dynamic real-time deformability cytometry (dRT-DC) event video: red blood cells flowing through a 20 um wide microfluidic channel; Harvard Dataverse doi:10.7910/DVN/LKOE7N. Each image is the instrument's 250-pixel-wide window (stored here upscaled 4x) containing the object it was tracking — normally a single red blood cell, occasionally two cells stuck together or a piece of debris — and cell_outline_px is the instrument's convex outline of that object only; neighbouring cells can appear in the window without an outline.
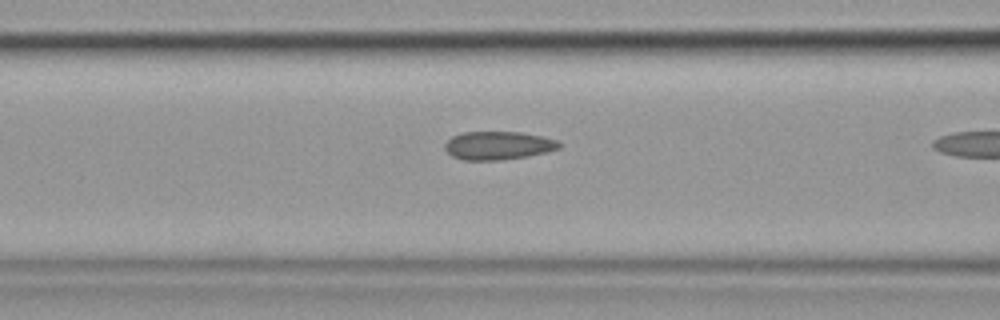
{"species": "common noctule bat (a hibernating species)", "species_latin": "Nyctalus noctula", "temperature_condition": "cold", "stored_images_in_passage": 7, "camera_frame_rate_fps": 3000, "um_per_image_px": 0.085, "animal": {"sex": "female", "body_mass_g": 19.9}, "frame": {"image": 1, "passage_image": 6, "time_ms": 1.667, "image_size_px": [1000, 320], "cell_outline_px": [[564, 144], [560, 148], [548, 152], [528, 156], [500, 160], [464, 160], [452, 156], [444, 148], [444, 144], [452, 136], [464, 132], [520, 132], [560, 140]], "centroid_in_image_um": [42.39, 12.37], "position_along_channel_um": 124.2, "area_um2": 19.02}}